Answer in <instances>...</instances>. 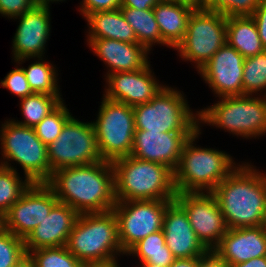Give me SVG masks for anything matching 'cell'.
<instances>
[{"mask_svg":"<svg viewBox=\"0 0 266 267\" xmlns=\"http://www.w3.org/2000/svg\"><path fill=\"white\" fill-rule=\"evenodd\" d=\"M26 254L24 240L11 231L0 235V267H12Z\"/></svg>","mask_w":266,"mask_h":267,"instance_id":"obj_35","label":"cell"},{"mask_svg":"<svg viewBox=\"0 0 266 267\" xmlns=\"http://www.w3.org/2000/svg\"><path fill=\"white\" fill-rule=\"evenodd\" d=\"M219 99L217 103L200 109L199 124L223 128L246 139L266 135V96H227Z\"/></svg>","mask_w":266,"mask_h":267,"instance_id":"obj_6","label":"cell"},{"mask_svg":"<svg viewBox=\"0 0 266 267\" xmlns=\"http://www.w3.org/2000/svg\"><path fill=\"white\" fill-rule=\"evenodd\" d=\"M79 8L85 18L88 14L96 11L115 10L120 8V0H83Z\"/></svg>","mask_w":266,"mask_h":267,"instance_id":"obj_38","label":"cell"},{"mask_svg":"<svg viewBox=\"0 0 266 267\" xmlns=\"http://www.w3.org/2000/svg\"><path fill=\"white\" fill-rule=\"evenodd\" d=\"M176 1H179V2H185V3H188L196 8H199V0H176Z\"/></svg>","mask_w":266,"mask_h":267,"instance_id":"obj_48","label":"cell"},{"mask_svg":"<svg viewBox=\"0 0 266 267\" xmlns=\"http://www.w3.org/2000/svg\"><path fill=\"white\" fill-rule=\"evenodd\" d=\"M36 6L35 0H0V14L14 19Z\"/></svg>","mask_w":266,"mask_h":267,"instance_id":"obj_37","label":"cell"},{"mask_svg":"<svg viewBox=\"0 0 266 267\" xmlns=\"http://www.w3.org/2000/svg\"><path fill=\"white\" fill-rule=\"evenodd\" d=\"M117 261L118 260H113L104 263H89V264H84L83 267H118Z\"/></svg>","mask_w":266,"mask_h":267,"instance_id":"obj_45","label":"cell"},{"mask_svg":"<svg viewBox=\"0 0 266 267\" xmlns=\"http://www.w3.org/2000/svg\"><path fill=\"white\" fill-rule=\"evenodd\" d=\"M213 251L230 266L266 256V231L262 226L228 229Z\"/></svg>","mask_w":266,"mask_h":267,"instance_id":"obj_21","label":"cell"},{"mask_svg":"<svg viewBox=\"0 0 266 267\" xmlns=\"http://www.w3.org/2000/svg\"><path fill=\"white\" fill-rule=\"evenodd\" d=\"M1 126L0 148L4 161L1 160L0 165L17 171L10 163L15 161L24 170L25 179L31 183H47L53 174L47 145L37 137L34 128L16 124L10 119Z\"/></svg>","mask_w":266,"mask_h":267,"instance_id":"obj_8","label":"cell"},{"mask_svg":"<svg viewBox=\"0 0 266 267\" xmlns=\"http://www.w3.org/2000/svg\"><path fill=\"white\" fill-rule=\"evenodd\" d=\"M196 132H154L135 130L131 156L177 168L186 142Z\"/></svg>","mask_w":266,"mask_h":267,"instance_id":"obj_18","label":"cell"},{"mask_svg":"<svg viewBox=\"0 0 266 267\" xmlns=\"http://www.w3.org/2000/svg\"><path fill=\"white\" fill-rule=\"evenodd\" d=\"M207 0H199V8H202Z\"/></svg>","mask_w":266,"mask_h":267,"instance_id":"obj_51","label":"cell"},{"mask_svg":"<svg viewBox=\"0 0 266 267\" xmlns=\"http://www.w3.org/2000/svg\"><path fill=\"white\" fill-rule=\"evenodd\" d=\"M72 117L69 109L62 101L51 113H49L40 123L34 127L37 137L45 144L54 142L65 125Z\"/></svg>","mask_w":266,"mask_h":267,"instance_id":"obj_33","label":"cell"},{"mask_svg":"<svg viewBox=\"0 0 266 267\" xmlns=\"http://www.w3.org/2000/svg\"><path fill=\"white\" fill-rule=\"evenodd\" d=\"M98 117L93 121L102 160L129 156L133 149L135 121L133 107L103 96Z\"/></svg>","mask_w":266,"mask_h":267,"instance_id":"obj_9","label":"cell"},{"mask_svg":"<svg viewBox=\"0 0 266 267\" xmlns=\"http://www.w3.org/2000/svg\"><path fill=\"white\" fill-rule=\"evenodd\" d=\"M248 163L238 165L211 192L228 229L262 226L266 208V174Z\"/></svg>","mask_w":266,"mask_h":267,"instance_id":"obj_2","label":"cell"},{"mask_svg":"<svg viewBox=\"0 0 266 267\" xmlns=\"http://www.w3.org/2000/svg\"><path fill=\"white\" fill-rule=\"evenodd\" d=\"M173 201H116L112 210L117 219L120 246L125 254L149 234L162 230L165 210Z\"/></svg>","mask_w":266,"mask_h":267,"instance_id":"obj_12","label":"cell"},{"mask_svg":"<svg viewBox=\"0 0 266 267\" xmlns=\"http://www.w3.org/2000/svg\"><path fill=\"white\" fill-rule=\"evenodd\" d=\"M160 0H120V7H133L139 10L153 9Z\"/></svg>","mask_w":266,"mask_h":267,"instance_id":"obj_41","label":"cell"},{"mask_svg":"<svg viewBox=\"0 0 266 267\" xmlns=\"http://www.w3.org/2000/svg\"><path fill=\"white\" fill-rule=\"evenodd\" d=\"M183 93L169 86L150 101L133 107L135 129L154 132H197L199 111L192 112Z\"/></svg>","mask_w":266,"mask_h":267,"instance_id":"obj_7","label":"cell"},{"mask_svg":"<svg viewBox=\"0 0 266 267\" xmlns=\"http://www.w3.org/2000/svg\"><path fill=\"white\" fill-rule=\"evenodd\" d=\"M120 10L126 22L134 30L138 44L144 46L149 52L155 43L162 45V37L153 9L120 7Z\"/></svg>","mask_w":266,"mask_h":267,"instance_id":"obj_26","label":"cell"},{"mask_svg":"<svg viewBox=\"0 0 266 267\" xmlns=\"http://www.w3.org/2000/svg\"><path fill=\"white\" fill-rule=\"evenodd\" d=\"M174 201L187 214L197 238L213 250L228 230L215 196L211 192H179Z\"/></svg>","mask_w":266,"mask_h":267,"instance_id":"obj_13","label":"cell"},{"mask_svg":"<svg viewBox=\"0 0 266 267\" xmlns=\"http://www.w3.org/2000/svg\"><path fill=\"white\" fill-rule=\"evenodd\" d=\"M47 184L59 202L69 205L78 214L106 212L116 204L114 169L110 161L56 170Z\"/></svg>","mask_w":266,"mask_h":267,"instance_id":"obj_1","label":"cell"},{"mask_svg":"<svg viewBox=\"0 0 266 267\" xmlns=\"http://www.w3.org/2000/svg\"><path fill=\"white\" fill-rule=\"evenodd\" d=\"M150 66L149 62L140 70L108 74L103 96L132 107L147 103L164 88L152 74Z\"/></svg>","mask_w":266,"mask_h":267,"instance_id":"obj_17","label":"cell"},{"mask_svg":"<svg viewBox=\"0 0 266 267\" xmlns=\"http://www.w3.org/2000/svg\"><path fill=\"white\" fill-rule=\"evenodd\" d=\"M58 202L47 183H31L6 213L8 231L25 240Z\"/></svg>","mask_w":266,"mask_h":267,"instance_id":"obj_14","label":"cell"},{"mask_svg":"<svg viewBox=\"0 0 266 267\" xmlns=\"http://www.w3.org/2000/svg\"><path fill=\"white\" fill-rule=\"evenodd\" d=\"M226 40L227 44L244 58L252 57L265 51L252 16L227 17Z\"/></svg>","mask_w":266,"mask_h":267,"instance_id":"obj_25","label":"cell"},{"mask_svg":"<svg viewBox=\"0 0 266 267\" xmlns=\"http://www.w3.org/2000/svg\"><path fill=\"white\" fill-rule=\"evenodd\" d=\"M265 90L266 50L255 56L245 58L243 68V95L255 94L257 96ZM264 96H266V91Z\"/></svg>","mask_w":266,"mask_h":267,"instance_id":"obj_30","label":"cell"},{"mask_svg":"<svg viewBox=\"0 0 266 267\" xmlns=\"http://www.w3.org/2000/svg\"><path fill=\"white\" fill-rule=\"evenodd\" d=\"M61 2V1H65V0H35V3L37 6H44V7H49L50 8V3L52 2Z\"/></svg>","mask_w":266,"mask_h":267,"instance_id":"obj_47","label":"cell"},{"mask_svg":"<svg viewBox=\"0 0 266 267\" xmlns=\"http://www.w3.org/2000/svg\"><path fill=\"white\" fill-rule=\"evenodd\" d=\"M116 201L174 200V171L163 164L129 155L111 162Z\"/></svg>","mask_w":266,"mask_h":267,"instance_id":"obj_3","label":"cell"},{"mask_svg":"<svg viewBox=\"0 0 266 267\" xmlns=\"http://www.w3.org/2000/svg\"><path fill=\"white\" fill-rule=\"evenodd\" d=\"M262 228L266 231V208H265V214L263 218Z\"/></svg>","mask_w":266,"mask_h":267,"instance_id":"obj_50","label":"cell"},{"mask_svg":"<svg viewBox=\"0 0 266 267\" xmlns=\"http://www.w3.org/2000/svg\"><path fill=\"white\" fill-rule=\"evenodd\" d=\"M78 213L58 202L24 240L26 253L35 249L66 246Z\"/></svg>","mask_w":266,"mask_h":267,"instance_id":"obj_20","label":"cell"},{"mask_svg":"<svg viewBox=\"0 0 266 267\" xmlns=\"http://www.w3.org/2000/svg\"><path fill=\"white\" fill-rule=\"evenodd\" d=\"M15 67L4 77L5 79L1 80V86L10 90L20 99L34 94L25 76L23 66Z\"/></svg>","mask_w":266,"mask_h":267,"instance_id":"obj_36","label":"cell"},{"mask_svg":"<svg viewBox=\"0 0 266 267\" xmlns=\"http://www.w3.org/2000/svg\"><path fill=\"white\" fill-rule=\"evenodd\" d=\"M196 7L179 1H160L154 8L162 45L175 49L184 39L188 20Z\"/></svg>","mask_w":266,"mask_h":267,"instance_id":"obj_23","label":"cell"},{"mask_svg":"<svg viewBox=\"0 0 266 267\" xmlns=\"http://www.w3.org/2000/svg\"><path fill=\"white\" fill-rule=\"evenodd\" d=\"M252 18L256 23L262 45L266 50V0H261Z\"/></svg>","mask_w":266,"mask_h":267,"instance_id":"obj_39","label":"cell"},{"mask_svg":"<svg viewBox=\"0 0 266 267\" xmlns=\"http://www.w3.org/2000/svg\"><path fill=\"white\" fill-rule=\"evenodd\" d=\"M126 255L139 257L141 263L169 267L176 259L166 246L163 230L149 234L136 243Z\"/></svg>","mask_w":266,"mask_h":267,"instance_id":"obj_27","label":"cell"},{"mask_svg":"<svg viewBox=\"0 0 266 267\" xmlns=\"http://www.w3.org/2000/svg\"><path fill=\"white\" fill-rule=\"evenodd\" d=\"M35 267H83L66 246L35 249L28 253Z\"/></svg>","mask_w":266,"mask_h":267,"instance_id":"obj_32","label":"cell"},{"mask_svg":"<svg viewBox=\"0 0 266 267\" xmlns=\"http://www.w3.org/2000/svg\"><path fill=\"white\" fill-rule=\"evenodd\" d=\"M34 59L38 61L30 64L27 68H23L33 93L60 95L61 92L57 82L58 73L55 66L43 60V57Z\"/></svg>","mask_w":266,"mask_h":267,"instance_id":"obj_29","label":"cell"},{"mask_svg":"<svg viewBox=\"0 0 266 267\" xmlns=\"http://www.w3.org/2000/svg\"><path fill=\"white\" fill-rule=\"evenodd\" d=\"M261 0H207L203 9L216 11L225 17L252 16Z\"/></svg>","mask_w":266,"mask_h":267,"instance_id":"obj_34","label":"cell"},{"mask_svg":"<svg viewBox=\"0 0 266 267\" xmlns=\"http://www.w3.org/2000/svg\"><path fill=\"white\" fill-rule=\"evenodd\" d=\"M62 95L38 94L34 93L30 96L20 99V107L24 121H16L14 123L34 128L49 113H51L63 100Z\"/></svg>","mask_w":266,"mask_h":267,"instance_id":"obj_28","label":"cell"},{"mask_svg":"<svg viewBox=\"0 0 266 267\" xmlns=\"http://www.w3.org/2000/svg\"><path fill=\"white\" fill-rule=\"evenodd\" d=\"M200 267H231L221 259L213 250L200 257Z\"/></svg>","mask_w":266,"mask_h":267,"instance_id":"obj_40","label":"cell"},{"mask_svg":"<svg viewBox=\"0 0 266 267\" xmlns=\"http://www.w3.org/2000/svg\"><path fill=\"white\" fill-rule=\"evenodd\" d=\"M162 230L166 246L178 258H200L209 250L197 238L185 211L173 201L165 210Z\"/></svg>","mask_w":266,"mask_h":267,"instance_id":"obj_19","label":"cell"},{"mask_svg":"<svg viewBox=\"0 0 266 267\" xmlns=\"http://www.w3.org/2000/svg\"><path fill=\"white\" fill-rule=\"evenodd\" d=\"M87 45L92 49L109 70L106 75L116 72L135 71L144 68L150 53L138 43H127L113 39H91Z\"/></svg>","mask_w":266,"mask_h":267,"instance_id":"obj_22","label":"cell"},{"mask_svg":"<svg viewBox=\"0 0 266 267\" xmlns=\"http://www.w3.org/2000/svg\"><path fill=\"white\" fill-rule=\"evenodd\" d=\"M15 19H19V25L12 41L14 62L18 65L31 58L44 57L51 29L50 8L36 5Z\"/></svg>","mask_w":266,"mask_h":267,"instance_id":"obj_16","label":"cell"},{"mask_svg":"<svg viewBox=\"0 0 266 267\" xmlns=\"http://www.w3.org/2000/svg\"><path fill=\"white\" fill-rule=\"evenodd\" d=\"M200 130L186 142L174 170L177 193L212 192L238 166L226 152L215 148L195 147Z\"/></svg>","mask_w":266,"mask_h":267,"instance_id":"obj_5","label":"cell"},{"mask_svg":"<svg viewBox=\"0 0 266 267\" xmlns=\"http://www.w3.org/2000/svg\"><path fill=\"white\" fill-rule=\"evenodd\" d=\"M245 58L227 43L198 72L217 97L243 96Z\"/></svg>","mask_w":266,"mask_h":267,"instance_id":"obj_15","label":"cell"},{"mask_svg":"<svg viewBox=\"0 0 266 267\" xmlns=\"http://www.w3.org/2000/svg\"><path fill=\"white\" fill-rule=\"evenodd\" d=\"M12 267H35L31 256L26 253L20 260H18Z\"/></svg>","mask_w":266,"mask_h":267,"instance_id":"obj_44","label":"cell"},{"mask_svg":"<svg viewBox=\"0 0 266 267\" xmlns=\"http://www.w3.org/2000/svg\"><path fill=\"white\" fill-rule=\"evenodd\" d=\"M140 267H163V266L155 265V264H151V263H141Z\"/></svg>","mask_w":266,"mask_h":267,"instance_id":"obj_49","label":"cell"},{"mask_svg":"<svg viewBox=\"0 0 266 267\" xmlns=\"http://www.w3.org/2000/svg\"><path fill=\"white\" fill-rule=\"evenodd\" d=\"M6 231H8L6 214L3 211H0V235Z\"/></svg>","mask_w":266,"mask_h":267,"instance_id":"obj_46","label":"cell"},{"mask_svg":"<svg viewBox=\"0 0 266 267\" xmlns=\"http://www.w3.org/2000/svg\"><path fill=\"white\" fill-rule=\"evenodd\" d=\"M52 173L56 170L102 161L93 122H81L73 116L58 138L47 146Z\"/></svg>","mask_w":266,"mask_h":267,"instance_id":"obj_11","label":"cell"},{"mask_svg":"<svg viewBox=\"0 0 266 267\" xmlns=\"http://www.w3.org/2000/svg\"><path fill=\"white\" fill-rule=\"evenodd\" d=\"M30 185L31 182L23 181L17 171L0 165V211L6 214Z\"/></svg>","mask_w":266,"mask_h":267,"instance_id":"obj_31","label":"cell"},{"mask_svg":"<svg viewBox=\"0 0 266 267\" xmlns=\"http://www.w3.org/2000/svg\"><path fill=\"white\" fill-rule=\"evenodd\" d=\"M231 267H266V256H262L259 258H253L246 262L238 263L232 265Z\"/></svg>","mask_w":266,"mask_h":267,"instance_id":"obj_43","label":"cell"},{"mask_svg":"<svg viewBox=\"0 0 266 267\" xmlns=\"http://www.w3.org/2000/svg\"><path fill=\"white\" fill-rule=\"evenodd\" d=\"M227 17L216 11L196 8L189 20L184 39L175 48L180 58L193 62L199 72L227 43Z\"/></svg>","mask_w":266,"mask_h":267,"instance_id":"obj_10","label":"cell"},{"mask_svg":"<svg viewBox=\"0 0 266 267\" xmlns=\"http://www.w3.org/2000/svg\"><path fill=\"white\" fill-rule=\"evenodd\" d=\"M87 42L91 39H113L127 43H138L136 34L126 22L120 8L115 10L96 11L88 14Z\"/></svg>","mask_w":266,"mask_h":267,"instance_id":"obj_24","label":"cell"},{"mask_svg":"<svg viewBox=\"0 0 266 267\" xmlns=\"http://www.w3.org/2000/svg\"><path fill=\"white\" fill-rule=\"evenodd\" d=\"M169 267H200V258H178Z\"/></svg>","mask_w":266,"mask_h":267,"instance_id":"obj_42","label":"cell"},{"mask_svg":"<svg viewBox=\"0 0 266 267\" xmlns=\"http://www.w3.org/2000/svg\"><path fill=\"white\" fill-rule=\"evenodd\" d=\"M66 247L83 264L110 262L117 260L116 255H125L114 211L79 214Z\"/></svg>","mask_w":266,"mask_h":267,"instance_id":"obj_4","label":"cell"}]
</instances>
